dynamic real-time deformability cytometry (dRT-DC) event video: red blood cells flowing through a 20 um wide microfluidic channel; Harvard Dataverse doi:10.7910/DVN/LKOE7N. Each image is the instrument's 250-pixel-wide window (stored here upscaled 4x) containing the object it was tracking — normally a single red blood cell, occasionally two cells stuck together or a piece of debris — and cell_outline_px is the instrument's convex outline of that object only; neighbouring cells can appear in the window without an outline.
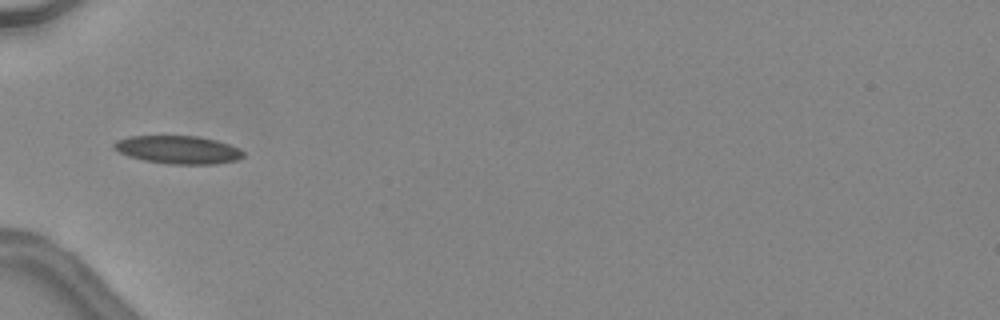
{"species": "common noctule bat (a hibernating species)", "species_latin": "Nyctalus noctula", "temperature_condition": "warm", "stored_images_in_passage": 3, "camera_frame_rate_fps": 3000, "um_per_image_px": 0.085, "animal": {"sex": "female", "body_mass_g": 24.6, "forearm_length_mm": 56.2}, "frame": {"image": 1, "passage_image": 1, "time_ms": 0.0, "image_size_px": [1000, 320], "cell_outline_px": [[244, 156], [236, 160], [212, 164], [168, 164], [144, 160], [128, 156], [112, 148], [112, 144], [116, 140], [128, 136], [196, 136], [216, 140], [240, 148], [244, 152]], "centroid_in_image_um": [15.11, 12.72], "position_along_channel_um": 69.9, "area_um2": 21.15}}